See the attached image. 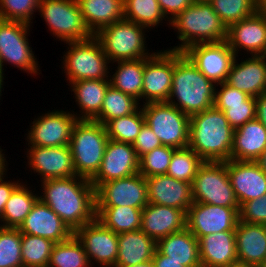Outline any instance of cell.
<instances>
[{
    "label": "cell",
    "instance_id": "cell-61",
    "mask_svg": "<svg viewBox=\"0 0 266 267\" xmlns=\"http://www.w3.org/2000/svg\"><path fill=\"white\" fill-rule=\"evenodd\" d=\"M261 4H263L266 0H258Z\"/></svg>",
    "mask_w": 266,
    "mask_h": 267
},
{
    "label": "cell",
    "instance_id": "cell-47",
    "mask_svg": "<svg viewBox=\"0 0 266 267\" xmlns=\"http://www.w3.org/2000/svg\"><path fill=\"white\" fill-rule=\"evenodd\" d=\"M239 220L241 222L266 225V194L240 206Z\"/></svg>",
    "mask_w": 266,
    "mask_h": 267
},
{
    "label": "cell",
    "instance_id": "cell-31",
    "mask_svg": "<svg viewBox=\"0 0 266 267\" xmlns=\"http://www.w3.org/2000/svg\"><path fill=\"white\" fill-rule=\"evenodd\" d=\"M109 85V80H80L68 85L80 109L79 114L72 110L78 120H94L100 114Z\"/></svg>",
    "mask_w": 266,
    "mask_h": 267
},
{
    "label": "cell",
    "instance_id": "cell-1",
    "mask_svg": "<svg viewBox=\"0 0 266 267\" xmlns=\"http://www.w3.org/2000/svg\"><path fill=\"white\" fill-rule=\"evenodd\" d=\"M40 182L42 192L38 193L39 199L47 204L73 233L96 218L95 188L89 179L76 175Z\"/></svg>",
    "mask_w": 266,
    "mask_h": 267
},
{
    "label": "cell",
    "instance_id": "cell-46",
    "mask_svg": "<svg viewBox=\"0 0 266 267\" xmlns=\"http://www.w3.org/2000/svg\"><path fill=\"white\" fill-rule=\"evenodd\" d=\"M256 98L249 97L243 103L226 104L225 117L230 126L236 129L246 122L255 119Z\"/></svg>",
    "mask_w": 266,
    "mask_h": 267
},
{
    "label": "cell",
    "instance_id": "cell-54",
    "mask_svg": "<svg viewBox=\"0 0 266 267\" xmlns=\"http://www.w3.org/2000/svg\"><path fill=\"white\" fill-rule=\"evenodd\" d=\"M3 151H5L4 149L2 150V148H1V146H0V175H2V174H4L5 172H7V170H8V163L9 162H7V157H5V155L6 154H4L5 152H3Z\"/></svg>",
    "mask_w": 266,
    "mask_h": 267
},
{
    "label": "cell",
    "instance_id": "cell-44",
    "mask_svg": "<svg viewBox=\"0 0 266 267\" xmlns=\"http://www.w3.org/2000/svg\"><path fill=\"white\" fill-rule=\"evenodd\" d=\"M175 148L161 145L139 158V173L145 178L166 174Z\"/></svg>",
    "mask_w": 266,
    "mask_h": 267
},
{
    "label": "cell",
    "instance_id": "cell-49",
    "mask_svg": "<svg viewBox=\"0 0 266 267\" xmlns=\"http://www.w3.org/2000/svg\"><path fill=\"white\" fill-rule=\"evenodd\" d=\"M133 147L137 156L140 158L145 153L152 151L153 149L161 146V142L152 129L145 123L136 140L133 142Z\"/></svg>",
    "mask_w": 266,
    "mask_h": 267
},
{
    "label": "cell",
    "instance_id": "cell-36",
    "mask_svg": "<svg viewBox=\"0 0 266 267\" xmlns=\"http://www.w3.org/2000/svg\"><path fill=\"white\" fill-rule=\"evenodd\" d=\"M124 19L142 25L148 30L162 25L164 20L167 22L166 26L170 27V21L163 14L158 0H124Z\"/></svg>",
    "mask_w": 266,
    "mask_h": 267
},
{
    "label": "cell",
    "instance_id": "cell-22",
    "mask_svg": "<svg viewBox=\"0 0 266 267\" xmlns=\"http://www.w3.org/2000/svg\"><path fill=\"white\" fill-rule=\"evenodd\" d=\"M18 229L23 234L40 236L54 243L66 241L74 234L63 220L40 199L36 201Z\"/></svg>",
    "mask_w": 266,
    "mask_h": 267
},
{
    "label": "cell",
    "instance_id": "cell-4",
    "mask_svg": "<svg viewBox=\"0 0 266 267\" xmlns=\"http://www.w3.org/2000/svg\"><path fill=\"white\" fill-rule=\"evenodd\" d=\"M172 27L181 42L169 47L172 51L183 52L199 43H219L227 36V27L209 2L194 1L170 22Z\"/></svg>",
    "mask_w": 266,
    "mask_h": 267
},
{
    "label": "cell",
    "instance_id": "cell-53",
    "mask_svg": "<svg viewBox=\"0 0 266 267\" xmlns=\"http://www.w3.org/2000/svg\"><path fill=\"white\" fill-rule=\"evenodd\" d=\"M255 118L266 128V92L256 97Z\"/></svg>",
    "mask_w": 266,
    "mask_h": 267
},
{
    "label": "cell",
    "instance_id": "cell-59",
    "mask_svg": "<svg viewBox=\"0 0 266 267\" xmlns=\"http://www.w3.org/2000/svg\"><path fill=\"white\" fill-rule=\"evenodd\" d=\"M194 1H197V2H209L210 0H194Z\"/></svg>",
    "mask_w": 266,
    "mask_h": 267
},
{
    "label": "cell",
    "instance_id": "cell-28",
    "mask_svg": "<svg viewBox=\"0 0 266 267\" xmlns=\"http://www.w3.org/2000/svg\"><path fill=\"white\" fill-rule=\"evenodd\" d=\"M266 149V128L258 119H252L234 129L231 159L256 161Z\"/></svg>",
    "mask_w": 266,
    "mask_h": 267
},
{
    "label": "cell",
    "instance_id": "cell-57",
    "mask_svg": "<svg viewBox=\"0 0 266 267\" xmlns=\"http://www.w3.org/2000/svg\"><path fill=\"white\" fill-rule=\"evenodd\" d=\"M5 74H3L2 70H0V100L2 96V89L4 88L3 85L5 84L4 79H5Z\"/></svg>",
    "mask_w": 266,
    "mask_h": 267
},
{
    "label": "cell",
    "instance_id": "cell-13",
    "mask_svg": "<svg viewBox=\"0 0 266 267\" xmlns=\"http://www.w3.org/2000/svg\"><path fill=\"white\" fill-rule=\"evenodd\" d=\"M173 69L174 51L169 48L156 50L151 57L145 58L141 105L167 102L172 88Z\"/></svg>",
    "mask_w": 266,
    "mask_h": 267
},
{
    "label": "cell",
    "instance_id": "cell-16",
    "mask_svg": "<svg viewBox=\"0 0 266 267\" xmlns=\"http://www.w3.org/2000/svg\"><path fill=\"white\" fill-rule=\"evenodd\" d=\"M96 206L144 208L148 203L146 178L139 172L102 183L95 190Z\"/></svg>",
    "mask_w": 266,
    "mask_h": 267
},
{
    "label": "cell",
    "instance_id": "cell-58",
    "mask_svg": "<svg viewBox=\"0 0 266 267\" xmlns=\"http://www.w3.org/2000/svg\"><path fill=\"white\" fill-rule=\"evenodd\" d=\"M225 267H254V266L236 262L234 264H230V265H227Z\"/></svg>",
    "mask_w": 266,
    "mask_h": 267
},
{
    "label": "cell",
    "instance_id": "cell-6",
    "mask_svg": "<svg viewBox=\"0 0 266 267\" xmlns=\"http://www.w3.org/2000/svg\"><path fill=\"white\" fill-rule=\"evenodd\" d=\"M64 43L68 46L67 51L62 52V73L64 71L67 85L80 80H109L111 63L94 35L87 40Z\"/></svg>",
    "mask_w": 266,
    "mask_h": 267
},
{
    "label": "cell",
    "instance_id": "cell-30",
    "mask_svg": "<svg viewBox=\"0 0 266 267\" xmlns=\"http://www.w3.org/2000/svg\"><path fill=\"white\" fill-rule=\"evenodd\" d=\"M156 248L183 266L202 267L199 240L187 228L160 239Z\"/></svg>",
    "mask_w": 266,
    "mask_h": 267
},
{
    "label": "cell",
    "instance_id": "cell-45",
    "mask_svg": "<svg viewBox=\"0 0 266 267\" xmlns=\"http://www.w3.org/2000/svg\"><path fill=\"white\" fill-rule=\"evenodd\" d=\"M39 3L40 0H0V19L21 21L32 25L31 20L38 12Z\"/></svg>",
    "mask_w": 266,
    "mask_h": 267
},
{
    "label": "cell",
    "instance_id": "cell-52",
    "mask_svg": "<svg viewBox=\"0 0 266 267\" xmlns=\"http://www.w3.org/2000/svg\"><path fill=\"white\" fill-rule=\"evenodd\" d=\"M152 261L155 267H186L181 265L180 262L170 260V257L163 255L157 248Z\"/></svg>",
    "mask_w": 266,
    "mask_h": 267
},
{
    "label": "cell",
    "instance_id": "cell-9",
    "mask_svg": "<svg viewBox=\"0 0 266 267\" xmlns=\"http://www.w3.org/2000/svg\"><path fill=\"white\" fill-rule=\"evenodd\" d=\"M30 28L29 23L0 19V65L3 74L5 64L35 77L41 74L40 65L29 43Z\"/></svg>",
    "mask_w": 266,
    "mask_h": 267
},
{
    "label": "cell",
    "instance_id": "cell-37",
    "mask_svg": "<svg viewBox=\"0 0 266 267\" xmlns=\"http://www.w3.org/2000/svg\"><path fill=\"white\" fill-rule=\"evenodd\" d=\"M141 104L132 96L109 85L100 114L94 121L100 122L105 126L110 120L132 114Z\"/></svg>",
    "mask_w": 266,
    "mask_h": 267
},
{
    "label": "cell",
    "instance_id": "cell-33",
    "mask_svg": "<svg viewBox=\"0 0 266 267\" xmlns=\"http://www.w3.org/2000/svg\"><path fill=\"white\" fill-rule=\"evenodd\" d=\"M117 66L112 72L109 71L110 85L121 92L132 96L138 102L142 101L143 72L145 67V58L139 60L116 61L112 65ZM113 73V74H112Z\"/></svg>",
    "mask_w": 266,
    "mask_h": 267
},
{
    "label": "cell",
    "instance_id": "cell-27",
    "mask_svg": "<svg viewBox=\"0 0 266 267\" xmlns=\"http://www.w3.org/2000/svg\"><path fill=\"white\" fill-rule=\"evenodd\" d=\"M202 267H225L238 262L235 231L211 233L199 239Z\"/></svg>",
    "mask_w": 266,
    "mask_h": 267
},
{
    "label": "cell",
    "instance_id": "cell-56",
    "mask_svg": "<svg viewBox=\"0 0 266 267\" xmlns=\"http://www.w3.org/2000/svg\"><path fill=\"white\" fill-rule=\"evenodd\" d=\"M128 267H155V266H154L153 261L150 260V261H146V262L139 263V264L133 265V266H128Z\"/></svg>",
    "mask_w": 266,
    "mask_h": 267
},
{
    "label": "cell",
    "instance_id": "cell-35",
    "mask_svg": "<svg viewBox=\"0 0 266 267\" xmlns=\"http://www.w3.org/2000/svg\"><path fill=\"white\" fill-rule=\"evenodd\" d=\"M142 209L129 206H96V219L115 233L141 228Z\"/></svg>",
    "mask_w": 266,
    "mask_h": 267
},
{
    "label": "cell",
    "instance_id": "cell-18",
    "mask_svg": "<svg viewBox=\"0 0 266 267\" xmlns=\"http://www.w3.org/2000/svg\"><path fill=\"white\" fill-rule=\"evenodd\" d=\"M225 41L236 56L241 50L247 57L266 55V9L262 6L252 16L229 25Z\"/></svg>",
    "mask_w": 266,
    "mask_h": 267
},
{
    "label": "cell",
    "instance_id": "cell-60",
    "mask_svg": "<svg viewBox=\"0 0 266 267\" xmlns=\"http://www.w3.org/2000/svg\"><path fill=\"white\" fill-rule=\"evenodd\" d=\"M254 267H266V265L265 264H263V265H256Z\"/></svg>",
    "mask_w": 266,
    "mask_h": 267
},
{
    "label": "cell",
    "instance_id": "cell-21",
    "mask_svg": "<svg viewBox=\"0 0 266 267\" xmlns=\"http://www.w3.org/2000/svg\"><path fill=\"white\" fill-rule=\"evenodd\" d=\"M227 172L239 206L266 194V173L256 161L230 159Z\"/></svg>",
    "mask_w": 266,
    "mask_h": 267
},
{
    "label": "cell",
    "instance_id": "cell-5",
    "mask_svg": "<svg viewBox=\"0 0 266 267\" xmlns=\"http://www.w3.org/2000/svg\"><path fill=\"white\" fill-rule=\"evenodd\" d=\"M109 138L106 128L94 120H78L72 130L69 148L77 176L91 179L98 171Z\"/></svg>",
    "mask_w": 266,
    "mask_h": 267
},
{
    "label": "cell",
    "instance_id": "cell-50",
    "mask_svg": "<svg viewBox=\"0 0 266 267\" xmlns=\"http://www.w3.org/2000/svg\"><path fill=\"white\" fill-rule=\"evenodd\" d=\"M193 2L194 0H158L163 14L170 22Z\"/></svg>",
    "mask_w": 266,
    "mask_h": 267
},
{
    "label": "cell",
    "instance_id": "cell-15",
    "mask_svg": "<svg viewBox=\"0 0 266 267\" xmlns=\"http://www.w3.org/2000/svg\"><path fill=\"white\" fill-rule=\"evenodd\" d=\"M74 235L82 243L92 267H114L118 255V234L96 218L81 226Z\"/></svg>",
    "mask_w": 266,
    "mask_h": 267
},
{
    "label": "cell",
    "instance_id": "cell-14",
    "mask_svg": "<svg viewBox=\"0 0 266 267\" xmlns=\"http://www.w3.org/2000/svg\"><path fill=\"white\" fill-rule=\"evenodd\" d=\"M183 53L206 78L216 85L226 81L236 57L226 41L194 44Z\"/></svg>",
    "mask_w": 266,
    "mask_h": 267
},
{
    "label": "cell",
    "instance_id": "cell-20",
    "mask_svg": "<svg viewBox=\"0 0 266 267\" xmlns=\"http://www.w3.org/2000/svg\"><path fill=\"white\" fill-rule=\"evenodd\" d=\"M139 172V157L132 144L109 139L97 173L90 179L95 190L104 182Z\"/></svg>",
    "mask_w": 266,
    "mask_h": 267
},
{
    "label": "cell",
    "instance_id": "cell-43",
    "mask_svg": "<svg viewBox=\"0 0 266 267\" xmlns=\"http://www.w3.org/2000/svg\"><path fill=\"white\" fill-rule=\"evenodd\" d=\"M0 267H23L18 228L0 226Z\"/></svg>",
    "mask_w": 266,
    "mask_h": 267
},
{
    "label": "cell",
    "instance_id": "cell-32",
    "mask_svg": "<svg viewBox=\"0 0 266 267\" xmlns=\"http://www.w3.org/2000/svg\"><path fill=\"white\" fill-rule=\"evenodd\" d=\"M77 2L83 20L93 35L124 18V0H77Z\"/></svg>",
    "mask_w": 266,
    "mask_h": 267
},
{
    "label": "cell",
    "instance_id": "cell-40",
    "mask_svg": "<svg viewBox=\"0 0 266 267\" xmlns=\"http://www.w3.org/2000/svg\"><path fill=\"white\" fill-rule=\"evenodd\" d=\"M54 245L49 239L21 233L23 267H47Z\"/></svg>",
    "mask_w": 266,
    "mask_h": 267
},
{
    "label": "cell",
    "instance_id": "cell-11",
    "mask_svg": "<svg viewBox=\"0 0 266 267\" xmlns=\"http://www.w3.org/2000/svg\"><path fill=\"white\" fill-rule=\"evenodd\" d=\"M145 123L157 135L162 145L184 148L189 145L190 117L167 102L141 106Z\"/></svg>",
    "mask_w": 266,
    "mask_h": 267
},
{
    "label": "cell",
    "instance_id": "cell-62",
    "mask_svg": "<svg viewBox=\"0 0 266 267\" xmlns=\"http://www.w3.org/2000/svg\"><path fill=\"white\" fill-rule=\"evenodd\" d=\"M262 6L266 9V1L262 4Z\"/></svg>",
    "mask_w": 266,
    "mask_h": 267
},
{
    "label": "cell",
    "instance_id": "cell-39",
    "mask_svg": "<svg viewBox=\"0 0 266 267\" xmlns=\"http://www.w3.org/2000/svg\"><path fill=\"white\" fill-rule=\"evenodd\" d=\"M144 124L145 118L140 105L132 114L110 120L105 128L109 139L133 144Z\"/></svg>",
    "mask_w": 266,
    "mask_h": 267
},
{
    "label": "cell",
    "instance_id": "cell-7",
    "mask_svg": "<svg viewBox=\"0 0 266 267\" xmlns=\"http://www.w3.org/2000/svg\"><path fill=\"white\" fill-rule=\"evenodd\" d=\"M148 28L121 19L100 29L94 36L99 40L110 63L149 58L155 52L147 51L145 32Z\"/></svg>",
    "mask_w": 266,
    "mask_h": 267
},
{
    "label": "cell",
    "instance_id": "cell-24",
    "mask_svg": "<svg viewBox=\"0 0 266 267\" xmlns=\"http://www.w3.org/2000/svg\"><path fill=\"white\" fill-rule=\"evenodd\" d=\"M149 203L174 207L187 213L194 203L192 183L177 180L166 174L146 177Z\"/></svg>",
    "mask_w": 266,
    "mask_h": 267
},
{
    "label": "cell",
    "instance_id": "cell-51",
    "mask_svg": "<svg viewBox=\"0 0 266 267\" xmlns=\"http://www.w3.org/2000/svg\"><path fill=\"white\" fill-rule=\"evenodd\" d=\"M7 173L8 171L0 175V219L2 218L6 202L8 201L11 193L21 183L20 178L18 181H5L6 176H8Z\"/></svg>",
    "mask_w": 266,
    "mask_h": 267
},
{
    "label": "cell",
    "instance_id": "cell-48",
    "mask_svg": "<svg viewBox=\"0 0 266 267\" xmlns=\"http://www.w3.org/2000/svg\"><path fill=\"white\" fill-rule=\"evenodd\" d=\"M216 86L214 106L223 112L226 110V104L243 103L250 97L245 92L237 90L226 82Z\"/></svg>",
    "mask_w": 266,
    "mask_h": 267
},
{
    "label": "cell",
    "instance_id": "cell-55",
    "mask_svg": "<svg viewBox=\"0 0 266 267\" xmlns=\"http://www.w3.org/2000/svg\"><path fill=\"white\" fill-rule=\"evenodd\" d=\"M256 162L259 164L260 168L266 173V149L259 156Z\"/></svg>",
    "mask_w": 266,
    "mask_h": 267
},
{
    "label": "cell",
    "instance_id": "cell-34",
    "mask_svg": "<svg viewBox=\"0 0 266 267\" xmlns=\"http://www.w3.org/2000/svg\"><path fill=\"white\" fill-rule=\"evenodd\" d=\"M27 182L21 183L11 193L8 201L6 202L5 209L0 219V226L5 228H19L23 223L26 216L31 211L32 207L39 199V191L35 192ZM33 191V192H32Z\"/></svg>",
    "mask_w": 266,
    "mask_h": 267
},
{
    "label": "cell",
    "instance_id": "cell-3",
    "mask_svg": "<svg viewBox=\"0 0 266 267\" xmlns=\"http://www.w3.org/2000/svg\"><path fill=\"white\" fill-rule=\"evenodd\" d=\"M234 129L215 106L190 117L189 147L203 160L231 159Z\"/></svg>",
    "mask_w": 266,
    "mask_h": 267
},
{
    "label": "cell",
    "instance_id": "cell-41",
    "mask_svg": "<svg viewBox=\"0 0 266 267\" xmlns=\"http://www.w3.org/2000/svg\"><path fill=\"white\" fill-rule=\"evenodd\" d=\"M203 162L189 146L176 148L172 154L166 175L186 183H192L198 168Z\"/></svg>",
    "mask_w": 266,
    "mask_h": 267
},
{
    "label": "cell",
    "instance_id": "cell-42",
    "mask_svg": "<svg viewBox=\"0 0 266 267\" xmlns=\"http://www.w3.org/2000/svg\"><path fill=\"white\" fill-rule=\"evenodd\" d=\"M209 3L226 27L252 16L262 7L258 0H210Z\"/></svg>",
    "mask_w": 266,
    "mask_h": 267
},
{
    "label": "cell",
    "instance_id": "cell-23",
    "mask_svg": "<svg viewBox=\"0 0 266 267\" xmlns=\"http://www.w3.org/2000/svg\"><path fill=\"white\" fill-rule=\"evenodd\" d=\"M238 57H235L225 82L251 97L265 93L266 55H252L245 60Z\"/></svg>",
    "mask_w": 266,
    "mask_h": 267
},
{
    "label": "cell",
    "instance_id": "cell-2",
    "mask_svg": "<svg viewBox=\"0 0 266 267\" xmlns=\"http://www.w3.org/2000/svg\"><path fill=\"white\" fill-rule=\"evenodd\" d=\"M167 103L191 117L214 106L216 84L206 78L190 59L174 51V69Z\"/></svg>",
    "mask_w": 266,
    "mask_h": 267
},
{
    "label": "cell",
    "instance_id": "cell-8",
    "mask_svg": "<svg viewBox=\"0 0 266 267\" xmlns=\"http://www.w3.org/2000/svg\"><path fill=\"white\" fill-rule=\"evenodd\" d=\"M192 195L194 202L232 207L238 212L240 211V206L227 172V161H204L193 179Z\"/></svg>",
    "mask_w": 266,
    "mask_h": 267
},
{
    "label": "cell",
    "instance_id": "cell-38",
    "mask_svg": "<svg viewBox=\"0 0 266 267\" xmlns=\"http://www.w3.org/2000/svg\"><path fill=\"white\" fill-rule=\"evenodd\" d=\"M47 267H92L82 243L73 234L63 242L55 243Z\"/></svg>",
    "mask_w": 266,
    "mask_h": 267
},
{
    "label": "cell",
    "instance_id": "cell-19",
    "mask_svg": "<svg viewBox=\"0 0 266 267\" xmlns=\"http://www.w3.org/2000/svg\"><path fill=\"white\" fill-rule=\"evenodd\" d=\"M27 168L37 173L41 181L46 179L70 178L76 176L69 145L40 147L28 145ZM42 177V178H41Z\"/></svg>",
    "mask_w": 266,
    "mask_h": 267
},
{
    "label": "cell",
    "instance_id": "cell-17",
    "mask_svg": "<svg viewBox=\"0 0 266 267\" xmlns=\"http://www.w3.org/2000/svg\"><path fill=\"white\" fill-rule=\"evenodd\" d=\"M239 212L232 207H222L194 202L186 213V228L199 240L221 231H235Z\"/></svg>",
    "mask_w": 266,
    "mask_h": 267
},
{
    "label": "cell",
    "instance_id": "cell-12",
    "mask_svg": "<svg viewBox=\"0 0 266 267\" xmlns=\"http://www.w3.org/2000/svg\"><path fill=\"white\" fill-rule=\"evenodd\" d=\"M78 121L72 111L52 110L43 113L30 123V130L25 134L26 145L57 147L69 145L72 130Z\"/></svg>",
    "mask_w": 266,
    "mask_h": 267
},
{
    "label": "cell",
    "instance_id": "cell-29",
    "mask_svg": "<svg viewBox=\"0 0 266 267\" xmlns=\"http://www.w3.org/2000/svg\"><path fill=\"white\" fill-rule=\"evenodd\" d=\"M156 242L141 229L118 234V255L114 267H128L153 259Z\"/></svg>",
    "mask_w": 266,
    "mask_h": 267
},
{
    "label": "cell",
    "instance_id": "cell-26",
    "mask_svg": "<svg viewBox=\"0 0 266 267\" xmlns=\"http://www.w3.org/2000/svg\"><path fill=\"white\" fill-rule=\"evenodd\" d=\"M236 250L239 263L263 265L266 258V225L241 222L235 229Z\"/></svg>",
    "mask_w": 266,
    "mask_h": 267
},
{
    "label": "cell",
    "instance_id": "cell-25",
    "mask_svg": "<svg viewBox=\"0 0 266 267\" xmlns=\"http://www.w3.org/2000/svg\"><path fill=\"white\" fill-rule=\"evenodd\" d=\"M186 228V212L174 207L148 203L142 209L141 230L156 243Z\"/></svg>",
    "mask_w": 266,
    "mask_h": 267
},
{
    "label": "cell",
    "instance_id": "cell-10",
    "mask_svg": "<svg viewBox=\"0 0 266 267\" xmlns=\"http://www.w3.org/2000/svg\"><path fill=\"white\" fill-rule=\"evenodd\" d=\"M38 12L56 40L82 41L93 36L83 20L77 0H40Z\"/></svg>",
    "mask_w": 266,
    "mask_h": 267
}]
</instances>
